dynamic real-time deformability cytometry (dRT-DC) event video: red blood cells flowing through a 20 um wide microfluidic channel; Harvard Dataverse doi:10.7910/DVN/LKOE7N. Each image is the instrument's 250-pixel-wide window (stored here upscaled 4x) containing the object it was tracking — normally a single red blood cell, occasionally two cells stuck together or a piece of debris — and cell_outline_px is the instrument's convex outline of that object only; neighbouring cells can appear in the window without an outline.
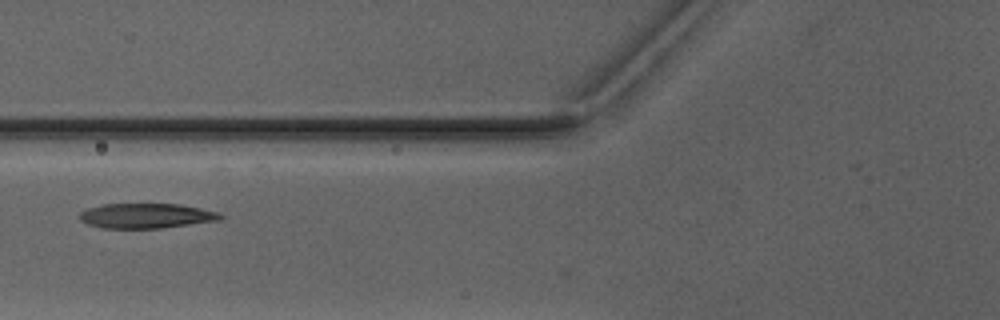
{"species": "Egyptian fruit bat (a non-hibernating species)", "species_latin": "Rousettus aegyptiacus", "temperature_condition": "warm", "stored_images_in_passage": 3, "camera_frame_rate_fps": 3000, "um_per_image_px": 0.085, "animal": {"sex": "male"}, "frame": {"image": 1, "passage_image": 2, "time_ms": 1.333, "image_size_px": [1000, 320], "cell_outline_px": [[224, 216], [220, 220], [160, 228], [100, 228], [88, 224], [80, 220], [80, 212], [88, 208], [104, 204], [180, 204], [220, 212]], "centroid_in_image_um": [12.44, 18.34], "position_along_channel_um": 113.4, "area_um2": 20.4}}
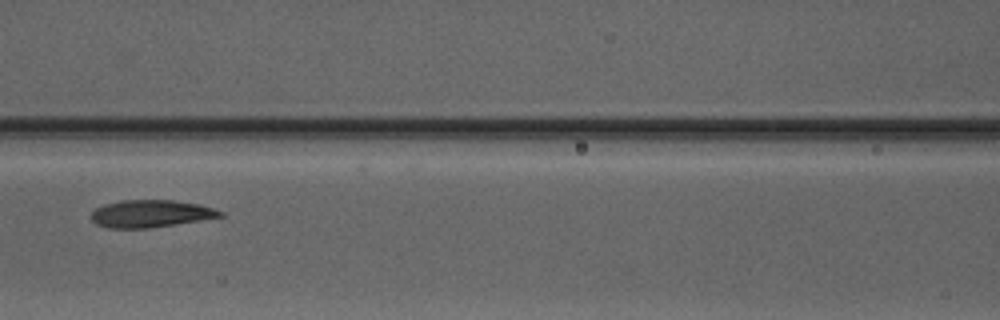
{"frame": {"image": 2, "passage_image": 3, "time_ms": 2.333, "image_size_px": [1000, 320], "cell_outline_px": [[224, 216], [200, 220], [148, 228], [108, 228], [96, 224], [88, 216], [96, 208], [104, 204], [120, 200], [172, 200], [200, 204], [224, 212]], "centroid_in_image_um": [12.77, 18.15], "position_along_channel_um": 153.8, "area_um2": 20.58}}